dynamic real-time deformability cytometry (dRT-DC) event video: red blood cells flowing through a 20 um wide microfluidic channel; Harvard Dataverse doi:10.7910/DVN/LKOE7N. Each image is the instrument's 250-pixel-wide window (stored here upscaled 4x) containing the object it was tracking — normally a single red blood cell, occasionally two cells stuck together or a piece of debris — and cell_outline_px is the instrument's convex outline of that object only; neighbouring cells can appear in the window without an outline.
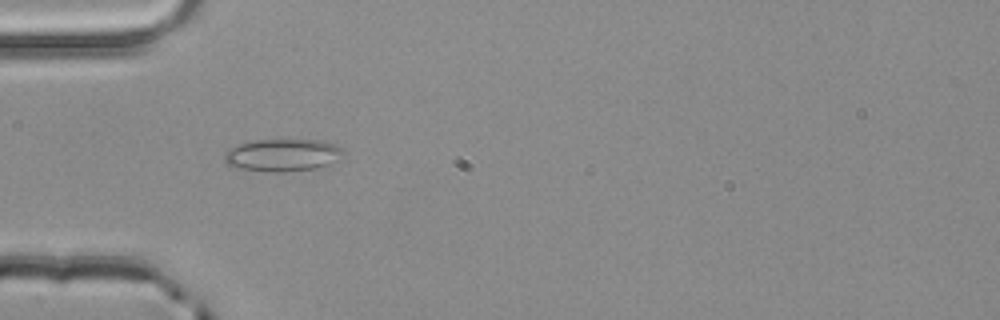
{"species": "common noctule bat (a hibernating species)", "species_latin": "Nyctalus noctula", "temperature_condition": "room temperature", "stored_images_in_passage": 4, "camera_frame_rate_fps": 3000, "um_per_image_px": 0.085, "animal": {"sex": "male", "body_mass_g": 20.4}, "frame": {"image": 1, "passage_image": 4, "time_ms": 1.0, "image_size_px": [1000, 320], "cell_outline_px": [[344, 152], [328, 164], [316, 168], [284, 172], [272, 172], [240, 168], [228, 164], [224, 160], [224, 156], [232, 148], [240, 144], [256, 140], [324, 140], [340, 148]], "centroid_in_image_um": [24.01, 13.18], "position_along_channel_um": 61.0, "area_um2": 21.85}}